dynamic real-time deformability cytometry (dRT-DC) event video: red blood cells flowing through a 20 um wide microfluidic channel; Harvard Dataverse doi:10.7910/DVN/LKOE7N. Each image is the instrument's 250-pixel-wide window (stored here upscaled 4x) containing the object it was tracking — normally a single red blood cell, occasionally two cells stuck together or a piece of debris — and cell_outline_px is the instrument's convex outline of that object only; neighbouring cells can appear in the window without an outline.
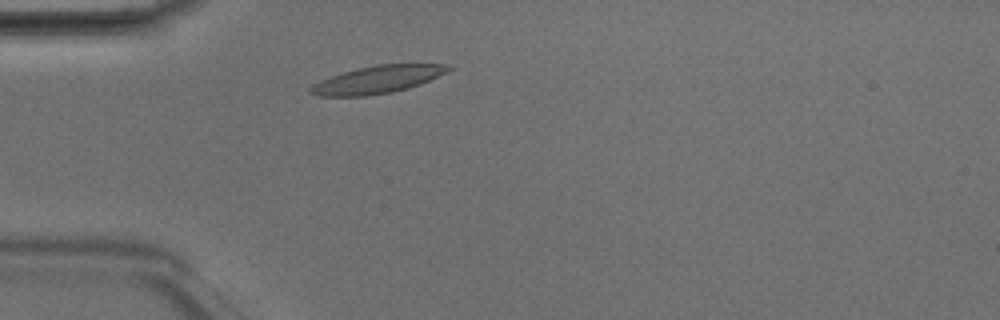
{"species": "Egyptian fruit bat (a non-hibernating species)", "species_latin": "Rousettus aegyptiacus", "temperature_condition": "room temperature", "stored_images_in_passage": 1, "camera_frame_rate_fps": 3000, "um_per_image_px": 0.085, "animal": {"sex": "male"}, "frame": {"image": 1, "passage_image": 1, "time_ms": 0.0, "image_size_px": [1000, 320], "cell_outline_px": [[456, 68], [448, 72], [420, 84], [408, 88], [392, 92], [368, 96], [320, 96], [308, 92], [308, 88], [312, 84], [320, 80], [344, 72], [376, 64], [452, 64]], "centroid_in_image_um": [32.14, 6.76], "position_along_channel_um": 52.9, "area_um2": 22.25}}